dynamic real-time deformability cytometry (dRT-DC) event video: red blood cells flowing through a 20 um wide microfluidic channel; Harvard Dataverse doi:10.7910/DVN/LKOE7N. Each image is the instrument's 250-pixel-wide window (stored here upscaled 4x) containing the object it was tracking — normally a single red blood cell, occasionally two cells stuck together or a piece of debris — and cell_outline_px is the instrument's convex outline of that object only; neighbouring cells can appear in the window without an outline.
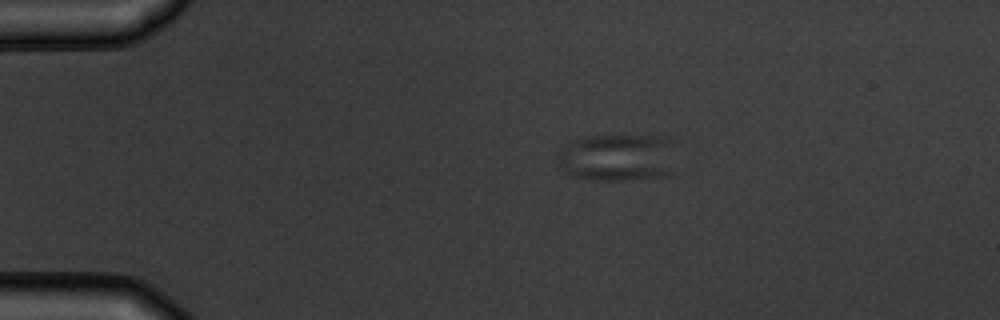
{"species": "common noctule bat (a hibernating species)", "species_latin": "Nyctalus noctula", "temperature_condition": "warm", "stored_images_in_passage": 5, "camera_frame_rate_fps": 3000, "um_per_image_px": 0.085, "animal": {"sex": "male", "body_mass_g": 19.5, "forearm_length_mm": 54.6}, "frame": {"image": 1, "passage_image": 1, "time_ms": 0.0, "image_size_px": [1000, 320], "cell_outline_px": [[672, 172], [664, 176], [632, 180], [596, 180], [576, 176], [564, 172], [560, 168], [556, 156], [556, 152], [564, 144], [572, 140], [584, 136], [652, 136], [668, 140]], "centroid_in_image_um": [52.34, 13.4], "position_along_channel_um": 32.7, "area_um2": 32.43}}
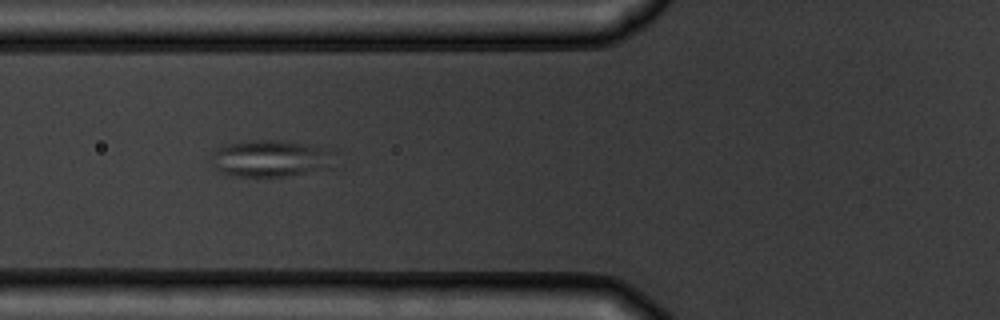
{"frame": {"image": 2, "passage_image": 4, "time_ms": 3.333, "image_size_px": [1000, 320], "cell_outline_px": [[336, 148], [328, 168], [284, 176], [232, 176], [220, 172], [212, 168], [212, 152], [216, 148], [224, 144], [248, 140], [276, 140]], "centroid_in_image_um": [22.96, 13.45], "position_along_channel_um": 102.8, "area_um2": 26.7}}